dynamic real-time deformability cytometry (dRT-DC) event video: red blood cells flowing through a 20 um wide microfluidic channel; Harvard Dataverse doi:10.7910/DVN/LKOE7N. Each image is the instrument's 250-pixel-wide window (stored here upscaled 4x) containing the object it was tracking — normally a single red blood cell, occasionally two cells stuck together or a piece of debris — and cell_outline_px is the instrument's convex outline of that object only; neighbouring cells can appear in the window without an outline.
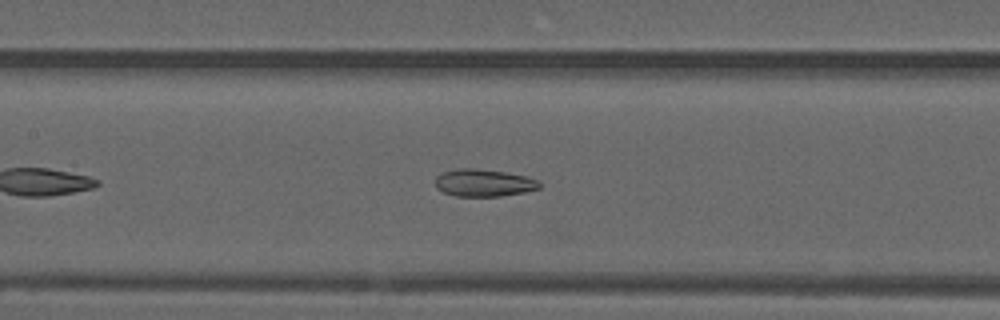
{"species": "common noctule bat (a hibernating species)", "species_latin": "Nyctalus noctula", "temperature_condition": "warm", "stored_images_in_passage": 37, "camera_frame_rate_fps": 3000, "um_per_image_px": 0.085, "animal": {"sex": "male", "forearm_length_mm": 52.5}, "frame": {"image": 1, "passage_image": 8, "time_ms": 2.333, "image_size_px": [1000, 320], "cell_outline_px": [[540, 188], [524, 192], [500, 196], [456, 196], [444, 192], [436, 188], [436, 176], [440, 172], [456, 168], [472, 168], [504, 172], [528, 176], [540, 180]], "centroid_in_image_um": [41.11, 15.53], "position_along_channel_um": 166.3, "area_um2": 16.7}}
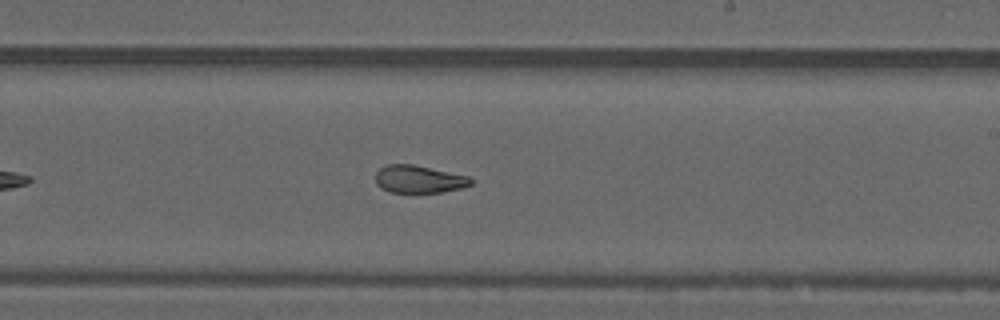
{"frame": {"image": 2, "passage_image": 15, "time_ms": 4.667, "image_size_px": [1000, 320], "cell_outline_px": [[472, 184], [460, 188], [440, 192], [392, 192], [376, 184], [376, 172], [380, 168], [388, 164], [412, 164], [468, 176], [472, 180]], "centroid_in_image_um": [35.6, 15.22], "position_along_channel_um": 253.4, "area_um2": 15.03}}
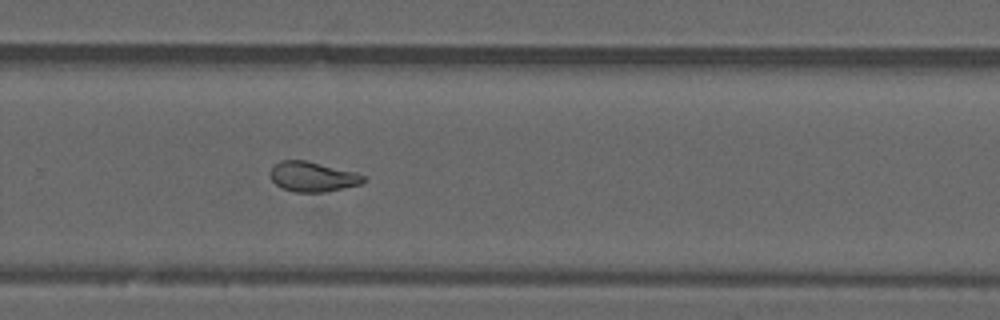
{"frame": {"image": 3, "passage_image": 19, "time_ms": 6.0, "image_size_px": [1000, 320], "cell_outline_px": [[368, 180], [360, 184], [328, 192], [296, 192], [284, 188], [276, 184], [272, 180], [268, 172], [280, 160], [304, 160], [356, 172], [368, 176]], "centroid_in_image_um": [26.62, 15.02], "position_along_channel_um": 303.2, "area_um2": 16.36}}